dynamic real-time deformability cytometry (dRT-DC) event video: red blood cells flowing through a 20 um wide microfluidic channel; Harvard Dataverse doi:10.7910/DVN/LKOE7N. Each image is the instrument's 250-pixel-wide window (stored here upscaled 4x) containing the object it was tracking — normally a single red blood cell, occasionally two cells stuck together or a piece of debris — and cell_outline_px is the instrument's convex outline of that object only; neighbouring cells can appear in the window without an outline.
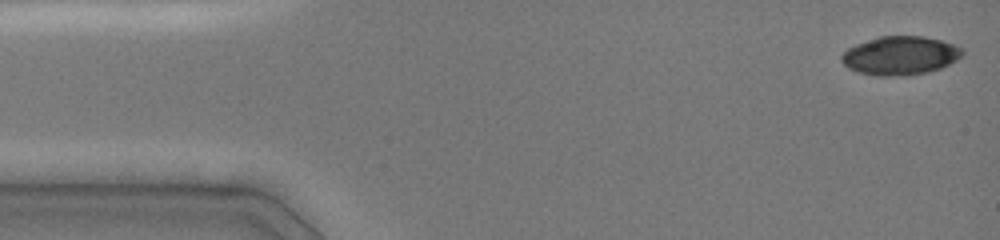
{"species": "common noctule bat (a hibernating species)", "species_latin": "Nyctalus noctula", "temperature_condition": "cold", "stored_images_in_passage": 21, "camera_frame_rate_fps": 3000, "um_per_image_px": 0.085, "animal": {"sex": "female", "body_mass_g": 19.0, "forearm_length_mm": 51.5}, "frame": {"image": 1, "passage_image": 1, "time_ms": 0.0, "image_size_px": [1000, 240], "cell_outline_px": [[964, 56], [940, 68], [928, 72], [908, 76], [876, 76], [860, 72], [848, 68], [840, 60], [840, 56], [848, 48], [856, 44], [880, 36], [924, 36], [940, 40], [964, 48]], "centroid_in_image_um": [76.53, 4.73], "position_along_channel_um": 8.5, "area_um2": 27.34}}
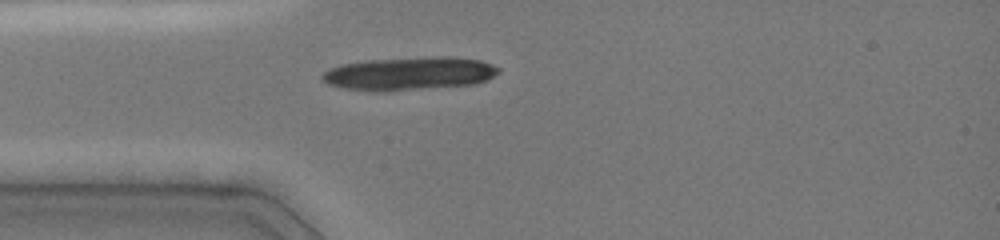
{"frame": {"image": 2, "passage_image": 15, "time_ms": 3.667, "image_size_px": [1000, 240], "cell_outline_px": [[500, 72], [488, 80], [476, 84], [384, 92], [376, 92], [344, 88], [328, 84], [320, 76], [324, 72], [340, 64], [364, 60], [440, 56], [448, 56], [480, 60], [492, 64], [500, 68]], "centroid_in_image_um": [34.82, 6.26], "position_along_channel_um": 50.2, "area_um2": 34.45}}